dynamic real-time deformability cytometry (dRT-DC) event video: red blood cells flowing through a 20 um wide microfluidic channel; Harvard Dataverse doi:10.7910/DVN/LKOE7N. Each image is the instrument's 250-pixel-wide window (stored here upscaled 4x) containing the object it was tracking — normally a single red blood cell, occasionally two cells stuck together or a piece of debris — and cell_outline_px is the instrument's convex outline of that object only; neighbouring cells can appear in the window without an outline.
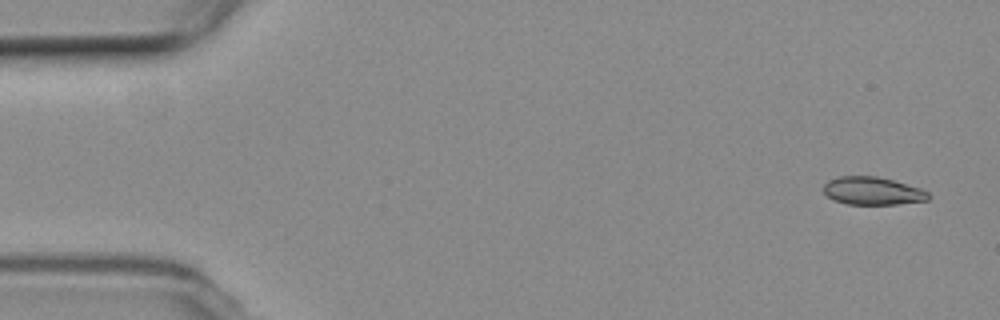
{"species": "common noctule bat (a hibernating species)", "species_latin": "Nyctalus noctula", "temperature_condition": "room temperature", "stored_images_in_passage": 6, "camera_frame_rate_fps": 3000, "um_per_image_px": 0.085, "animal": {"sex": "female", "body_mass_g": 19.3, "forearm_length_mm": 54.1}, "frame": {"image": 1, "passage_image": 1, "time_ms": 0.0, "image_size_px": [1000, 320], "cell_outline_px": [[932, 196], [928, 200], [896, 204], [848, 204], [836, 200], [828, 196], [824, 192], [824, 184], [828, 180], [840, 176], [876, 176], [892, 180], [920, 188], [928, 192]], "centroid_in_image_um": [74.19, 16.22], "position_along_channel_um": 10.8, "area_um2": 16.88}}
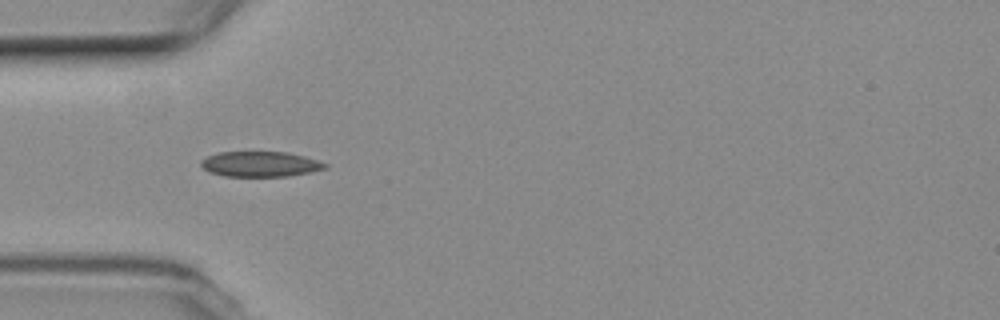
{"frame": {"image": 2, "passage_image": 4, "time_ms": 4.667, "image_size_px": [1000, 320], "cell_outline_px": [[328, 168], [288, 176], [224, 176], [208, 172], [200, 164], [200, 160], [208, 156], [220, 152], [288, 152], [304, 156], [328, 164]], "centroid_in_image_um": [22.11, 13.95], "position_along_channel_um": 62.9, "area_um2": 18.21}}
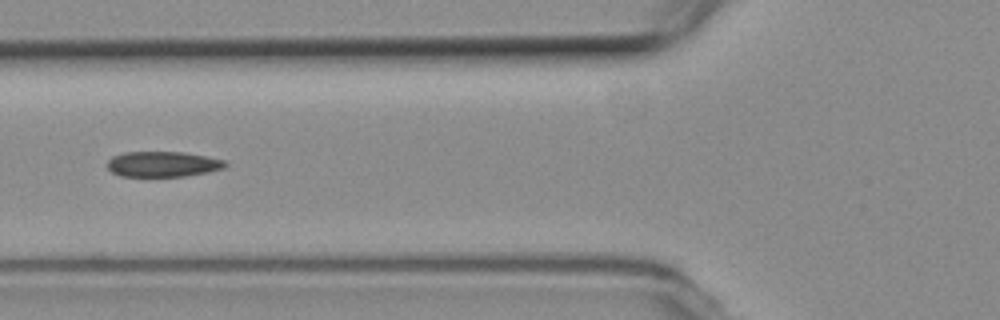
{"frame": {"image": 3, "passage_image": 6, "time_ms": 6.0, "image_size_px": [1000, 320], "cell_outline_px": [[228, 164], [224, 168], [208, 172], [184, 176], [120, 176], [112, 172], [108, 168], [108, 160], [112, 156], [124, 152], [184, 152], [228, 160]], "centroid_in_image_um": [13.87, 13.94], "position_along_channel_um": 111.9, "area_um2": 17.57}}